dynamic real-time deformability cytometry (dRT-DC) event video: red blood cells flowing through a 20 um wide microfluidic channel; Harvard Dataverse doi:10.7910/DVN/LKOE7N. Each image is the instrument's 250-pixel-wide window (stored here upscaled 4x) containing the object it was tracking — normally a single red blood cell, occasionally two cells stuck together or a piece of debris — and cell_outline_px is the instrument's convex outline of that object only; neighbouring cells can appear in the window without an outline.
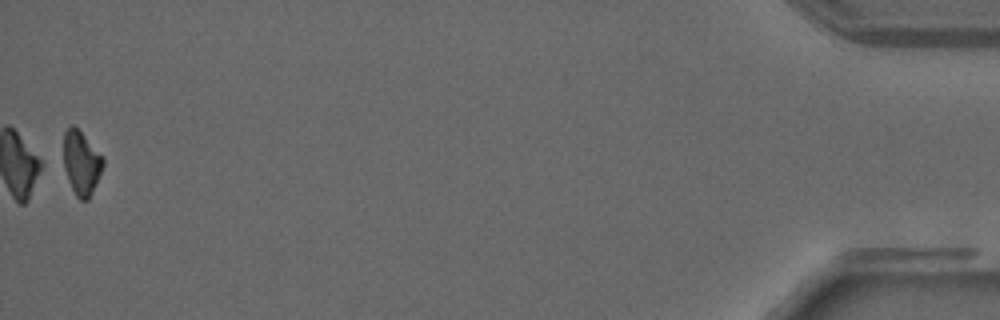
{"species": "common noctule bat (a hibernating species)", "species_latin": "Nyctalus noctula", "temperature_condition": "warm", "stored_images_in_passage": 31, "camera_frame_rate_fps": 3000, "um_per_image_px": 0.085, "animal": {"sex": "male", "forearm_length_mm": 52.5}, "frame": {"image": 1, "passage_image": 31, "time_ms": 10.0, "image_size_px": [1000, 320], "cell_outline_px": [[104, 164], [92, 192], [88, 200], [80, 200], [76, 196], [56, 164], [64, 132], [72, 124], [104, 156]], "centroid_in_image_um": [6.76, 13.84], "position_along_channel_um": 428.4, "area_um2": 16.07}}